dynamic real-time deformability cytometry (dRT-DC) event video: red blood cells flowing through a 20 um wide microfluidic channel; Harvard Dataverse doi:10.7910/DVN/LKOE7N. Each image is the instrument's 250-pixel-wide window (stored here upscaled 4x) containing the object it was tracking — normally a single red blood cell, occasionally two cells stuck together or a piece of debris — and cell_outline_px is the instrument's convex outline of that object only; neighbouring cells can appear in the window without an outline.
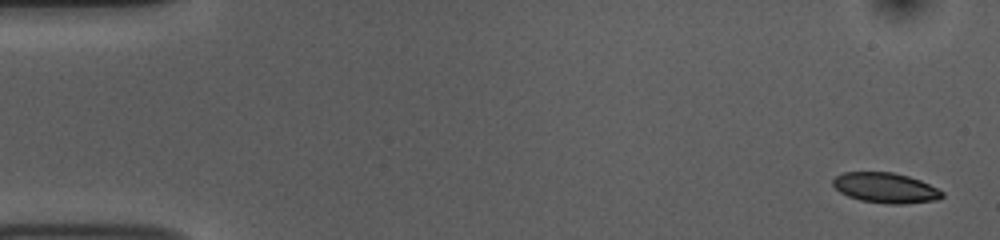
{"species": "common noctule bat (a hibernating species)", "species_latin": "Nyctalus noctula", "temperature_condition": "room temperature", "stored_images_in_passage": 52, "camera_frame_rate_fps": 3000, "um_per_image_px": 0.085, "animal": {"sex": "female", "body_mass_g": 10.0, "forearm_length_mm": 53.1}, "frame": {"image": 1, "passage_image": 1, "time_ms": 0.0, "image_size_px": [1000, 240], "cell_outline_px": [[944, 196], [936, 200], [904, 204], [888, 204], [860, 200], [848, 196], [840, 192], [832, 184], [832, 180], [836, 176], [844, 172], [892, 172], [908, 176], [920, 180], [944, 192]], "centroid_in_image_um": [75.26, 15.97], "position_along_channel_um": 9.7, "area_um2": 19.19}}
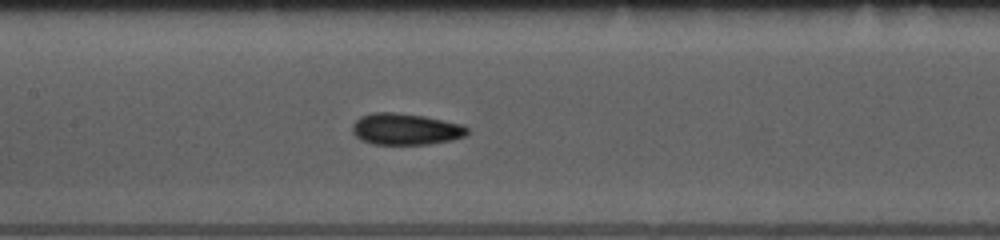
{"frame": {"image": 2, "passage_image": 24, "time_ms": 7.667, "image_size_px": [1000, 240], "cell_outline_px": [[468, 132], [464, 136], [452, 140], [428, 144], [372, 144], [360, 140], [352, 132], [352, 124], [360, 116], [372, 112], [396, 112], [424, 116], [464, 124], [468, 128]], "centroid_in_image_um": [34.46, 10.97], "position_along_channel_um": 172.9, "area_um2": 21.27}}
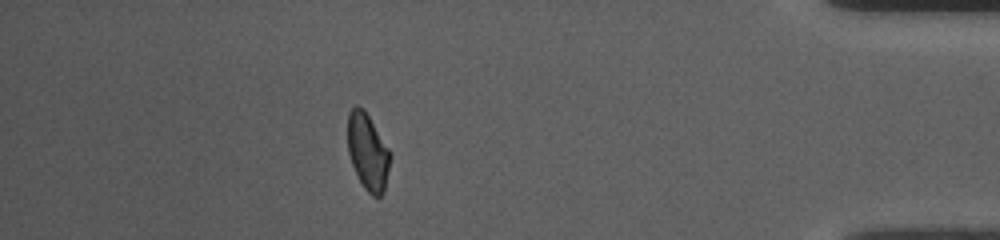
{"frame": {"image": 3, "passage_image": 46, "time_ms": 15.0, "image_size_px": [1000, 240], "cell_outline_px": [[388, 168], [384, 192], [380, 196], [372, 196], [364, 188], [352, 164], [348, 152], [348, 112], [356, 104], [364, 108], [388, 148]], "centroid_in_image_um": [31.22, 12.87], "position_along_channel_um": 404.0, "area_um2": 18.5}, "authors_computed_cell_mechanics": {"area_um2": 20.1433, "velocity_mm_per_s": 3.7691, "shape_relaxation_time_tau1_ms": 3.4744, "shape_relaxation_time_tau2_ms": 2.5101, "deformation_change_tau1": 0.1126, "deformation_change_tau2": 0.081}}